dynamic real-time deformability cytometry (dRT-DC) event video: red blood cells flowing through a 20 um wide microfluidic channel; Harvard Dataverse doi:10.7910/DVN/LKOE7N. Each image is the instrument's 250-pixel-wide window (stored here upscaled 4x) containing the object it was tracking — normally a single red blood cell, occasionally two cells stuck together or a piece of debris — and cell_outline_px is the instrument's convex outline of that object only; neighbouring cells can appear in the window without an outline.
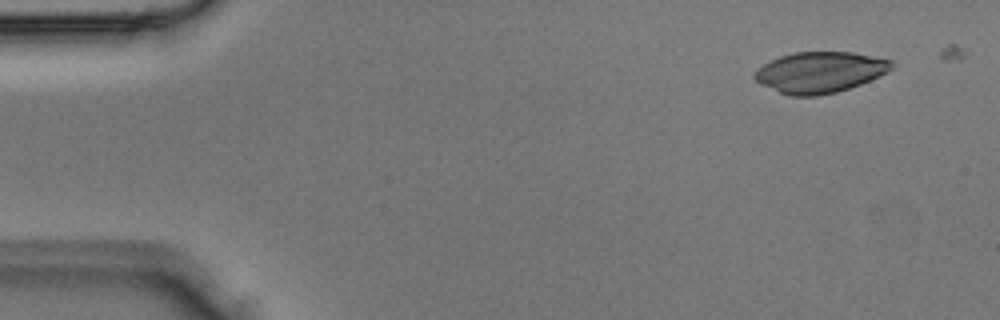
{"species": "Egyptian fruit bat (a non-hibernating species)", "species_latin": "Rousettus aegyptiacus", "temperature_condition": "room temperature", "stored_images_in_passage": 3, "camera_frame_rate_fps": 3000, "um_per_image_px": 0.085, "animal": {"sex": "male"}, "frame": {"image": 1, "passage_image": 1, "time_ms": 0.0, "image_size_px": [1000, 320], "cell_outline_px": [[892, 68], [888, 72], [860, 84], [836, 92], [816, 96], [792, 96], [780, 92], [760, 84], [752, 76], [764, 64], [780, 56], [792, 52], [852, 52], [892, 60]], "centroid_in_image_um": [69.69, 6.14], "position_along_channel_um": 15.3, "area_um2": 32.37}}
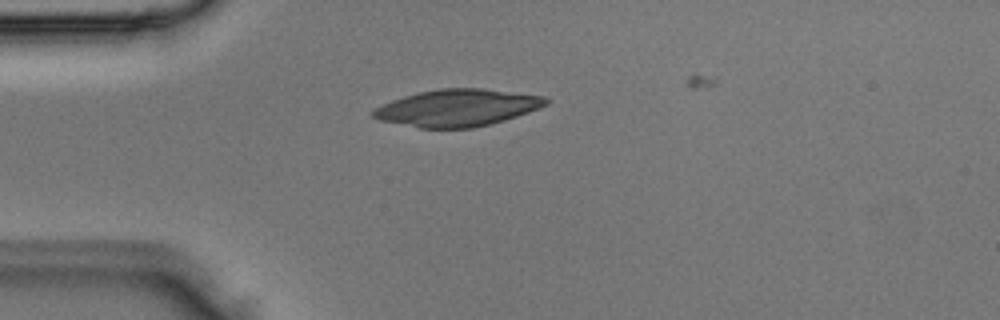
{"frame": {"image": 2, "passage_image": 3, "time_ms": 0.667, "image_size_px": [1000, 320], "cell_outline_px": [[552, 100], [548, 104], [528, 112], [504, 120], [472, 128], [420, 128], [380, 120], [372, 116], [368, 112], [392, 100], [404, 96], [420, 92], [440, 88], [484, 88], [544, 96]], "centroid_in_image_um": [38.89, 9.16], "position_along_channel_um": 46.1, "area_um2": 37.11}}